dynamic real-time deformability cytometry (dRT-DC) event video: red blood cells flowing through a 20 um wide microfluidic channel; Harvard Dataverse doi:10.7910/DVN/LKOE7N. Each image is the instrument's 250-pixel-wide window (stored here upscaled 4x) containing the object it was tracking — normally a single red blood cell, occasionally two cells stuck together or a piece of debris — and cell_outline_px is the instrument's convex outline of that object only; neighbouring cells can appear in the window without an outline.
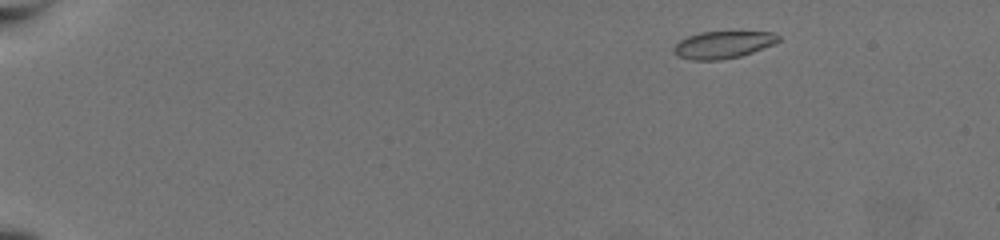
{"species": "common noctule bat (a hibernating species)", "species_latin": "Nyctalus noctula", "temperature_condition": "warm", "stored_images_in_passage": 52, "camera_frame_rate_fps": 3000, "um_per_image_px": 0.085, "animal": {"sex": "female", "body_mass_g": 19.5, "forearm_length_mm": 54.1}, "frame": {"image": 1, "passage_image": 2, "time_ms": 0.333, "image_size_px": [1000, 240], "cell_outline_px": [[780, 40], [776, 44], [740, 56], [720, 60], [692, 60], [676, 56], [672, 48], [680, 40], [688, 36], [700, 32], [772, 32], [780, 36]], "centroid_in_image_um": [61.46, 3.81], "position_along_channel_um": 23.5, "area_um2": 16.65}}
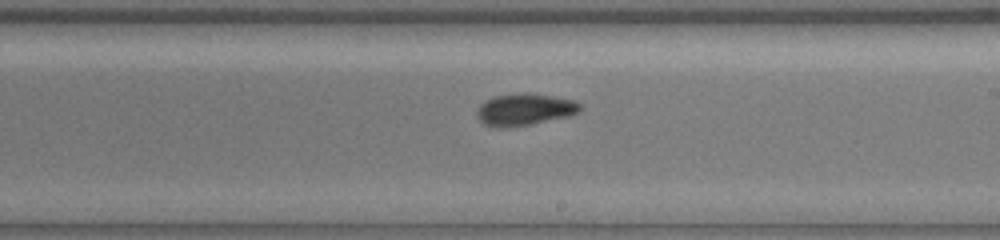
{"frame": {"image": 2, "passage_image": 31, "time_ms": 10.0, "image_size_px": [1000, 240], "cell_outline_px": [[584, 104], [580, 112], [568, 116], [532, 124], [500, 128], [496, 128], [480, 120], [476, 112], [480, 104], [484, 100], [492, 96], [524, 92], [532, 92], [572, 100]], "centroid_in_image_um": [44.62, 9.28], "position_along_channel_um": 244.4, "area_um2": 19.36}}
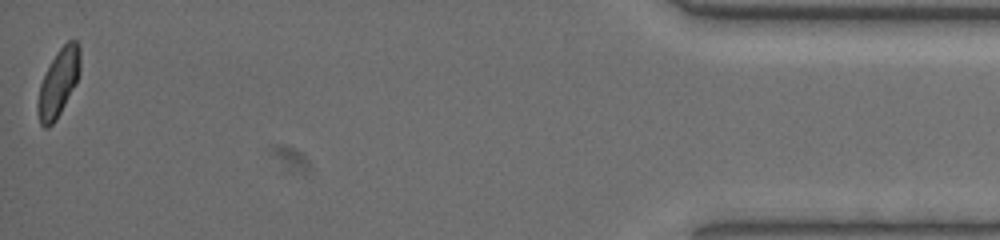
{"frame": {"image": 3, "passage_image": 52, "time_ms": 17.0, "image_size_px": [1000, 240], "cell_outline_px": [[80, 72], [76, 84], [56, 120], [48, 128], [44, 128], [40, 124], [40, 84], [56, 52], [68, 40], [76, 40], [80, 44]], "centroid_in_image_um": [5.04, 6.97], "position_along_channel_um": 430.2, "area_um2": 16.13}, "authors_computed_cell_mechanics": {"area_um2": 17.5134, "velocity_mm_per_s": 3.7289, "shape_relaxation_time_tau1_ms": 7.2156, "shape_relaxation_time_tau2_ms": 2.2743, "deformation_change_tau1": 0.2035, "deformation_change_tau2": 0.0746}}